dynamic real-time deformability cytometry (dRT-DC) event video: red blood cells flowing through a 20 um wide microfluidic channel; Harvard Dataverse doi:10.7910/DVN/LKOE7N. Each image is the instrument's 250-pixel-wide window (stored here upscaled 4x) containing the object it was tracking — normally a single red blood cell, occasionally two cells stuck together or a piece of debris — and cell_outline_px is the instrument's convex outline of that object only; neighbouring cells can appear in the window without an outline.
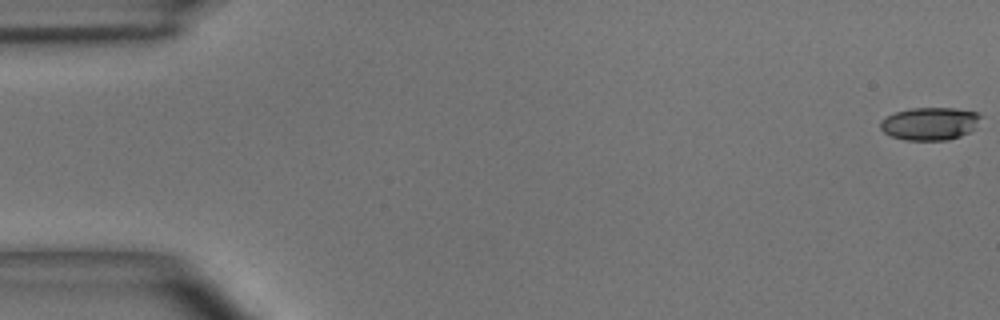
{"species": "common noctule bat (a hibernating species)", "species_latin": "Nyctalus noctula", "temperature_condition": "room temperature", "stored_images_in_passage": 51, "camera_frame_rate_fps": 3000, "um_per_image_px": 0.085, "animal": {"sex": "male", "body_mass_g": 15.6}, "frame": {"image": 1, "passage_image": 1, "time_ms": 0.0, "image_size_px": [1000, 320], "cell_outline_px": [[984, 116], [976, 128], [960, 136], [948, 140], [904, 140], [892, 136], [884, 132], [880, 128], [880, 120], [896, 112], [912, 108], [956, 108], [976, 112]], "centroid_in_image_um": [79.08, 10.51], "position_along_channel_um": 5.9, "area_um2": 19.31}}
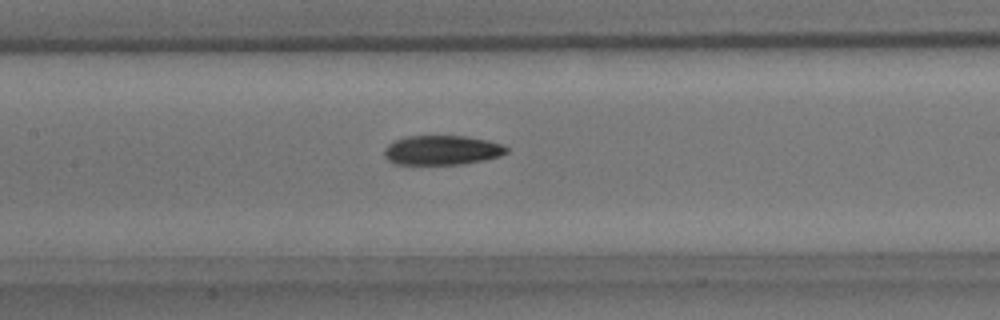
{"frame": {"image": 2, "passage_image": 24, "time_ms": 7.667, "image_size_px": [1000, 320], "cell_outline_px": [[508, 152], [500, 156], [484, 160], [464, 164], [396, 164], [388, 160], [384, 156], [384, 148], [392, 140], [404, 136], [464, 136], [488, 140], [504, 144], [508, 148]], "centroid_in_image_um": [37.56, 12.76], "position_along_channel_um": 169.8, "area_um2": 21.27}}
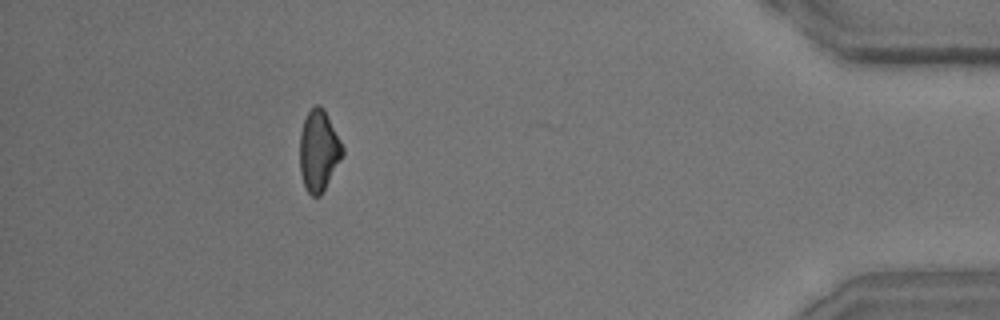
{"frame": {"image": 3, "passage_image": 46, "time_ms": 15.0, "image_size_px": [1000, 320], "cell_outline_px": [[344, 156], [320, 196], [312, 196], [308, 192], [304, 184], [300, 172], [300, 132], [304, 120], [308, 112], [316, 104], [320, 104], [324, 108], [344, 148]], "centroid_in_image_um": [27.1, 12.8], "position_along_channel_um": 408.1, "area_um2": 20.23}, "authors_computed_cell_mechanics": {"area_um2": 20.808, "velocity_mm_per_s": 3.9772, "shape_relaxation_time_tau1_ms": 3.8611, "shape_relaxation_time_tau2_ms": 5.6768, "deformation_change_tau1": 0.1274, "deformation_change_tau2": 0.1253}}